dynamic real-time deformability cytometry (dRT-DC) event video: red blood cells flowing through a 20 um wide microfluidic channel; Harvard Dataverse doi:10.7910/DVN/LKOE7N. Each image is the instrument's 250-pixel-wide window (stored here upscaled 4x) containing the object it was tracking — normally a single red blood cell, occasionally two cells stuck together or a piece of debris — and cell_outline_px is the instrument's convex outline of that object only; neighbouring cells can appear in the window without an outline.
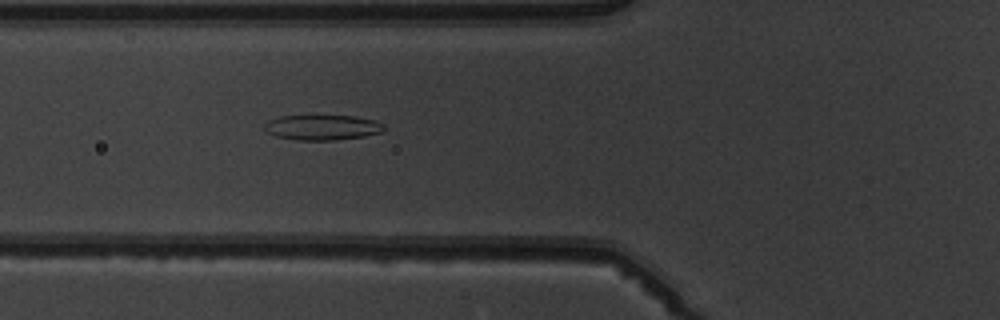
{"species": "common noctule bat (a hibernating species)", "species_latin": "Nyctalus noctula", "temperature_condition": "warm", "stored_images_in_passage": 6, "camera_frame_rate_fps": 3000, "um_per_image_px": 0.085, "animal": {"sex": "male", "body_mass_g": 19.5, "forearm_length_mm": 54.6}, "frame": {"image": 1, "passage_image": 6, "time_ms": 5.667, "image_size_px": [1000, 320], "cell_outline_px": [[384, 128], [380, 132], [364, 136], [336, 140], [296, 140], [276, 136], [264, 132], [264, 124], [268, 120], [280, 116], [356, 116], [376, 120], [384, 124]], "centroid_in_image_um": [27.36, 10.83], "position_along_channel_um": 98.4, "area_um2": 17.63}}